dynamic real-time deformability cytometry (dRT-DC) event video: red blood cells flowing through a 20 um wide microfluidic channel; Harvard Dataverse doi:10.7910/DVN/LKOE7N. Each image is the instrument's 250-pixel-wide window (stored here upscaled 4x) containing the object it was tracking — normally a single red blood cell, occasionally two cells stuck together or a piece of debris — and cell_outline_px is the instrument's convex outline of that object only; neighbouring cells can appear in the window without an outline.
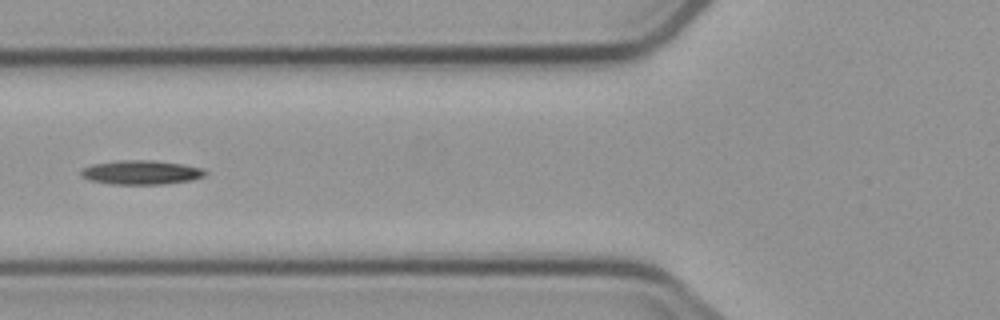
{"species": "common noctule bat (a hibernating species)", "species_latin": "Nyctalus noctula", "temperature_condition": "cold", "stored_images_in_passage": 6, "camera_frame_rate_fps": 3000, "um_per_image_px": 0.085, "animal": {"sex": "male", "body_mass_g": 23.1, "forearm_length_mm": 52.7}, "frame": {"image": 1, "passage_image": 3, "time_ms": 3.333, "image_size_px": [1000, 320], "cell_outline_px": [[208, 172], [204, 176], [192, 180], [164, 184], [112, 184], [92, 180], [84, 176], [80, 172], [84, 168], [92, 164], [120, 160], [152, 160], [184, 164], [204, 168]], "centroid_in_image_um": [12.08, 14.64], "position_along_channel_um": 113.7, "area_um2": 17.4}}
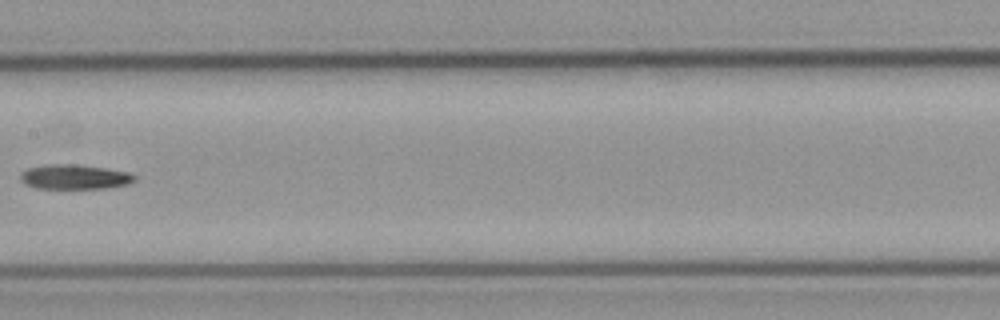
{"frame": {"image": 2, "passage_image": 5, "time_ms": 5.667, "image_size_px": [1000, 320], "cell_outline_px": [[136, 180], [128, 184], [104, 188], [36, 188], [24, 184], [20, 180], [20, 172], [28, 168], [44, 164], [76, 164], [108, 168], [128, 172], [136, 176]], "centroid_in_image_um": [6.31, 15.02], "position_along_channel_um": 201.1, "area_um2": 16.59}}
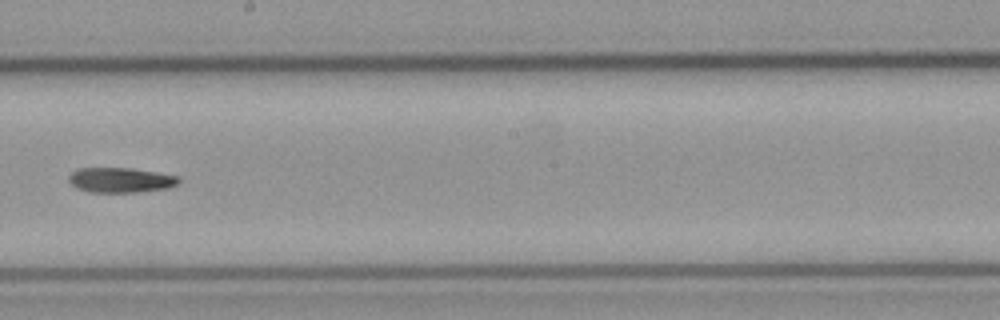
{"frame": {"image": 3, "passage_image": 6, "time_ms": 6.667, "image_size_px": [1000, 320], "cell_outline_px": [[180, 180], [176, 184], [168, 188], [140, 192], [92, 192], [80, 188], [72, 184], [68, 180], [68, 176], [72, 172], [80, 168], [132, 168], [180, 176]], "centroid_in_image_um": [10.29, 15.3], "position_along_channel_um": 237.9, "area_um2": 15.9}}